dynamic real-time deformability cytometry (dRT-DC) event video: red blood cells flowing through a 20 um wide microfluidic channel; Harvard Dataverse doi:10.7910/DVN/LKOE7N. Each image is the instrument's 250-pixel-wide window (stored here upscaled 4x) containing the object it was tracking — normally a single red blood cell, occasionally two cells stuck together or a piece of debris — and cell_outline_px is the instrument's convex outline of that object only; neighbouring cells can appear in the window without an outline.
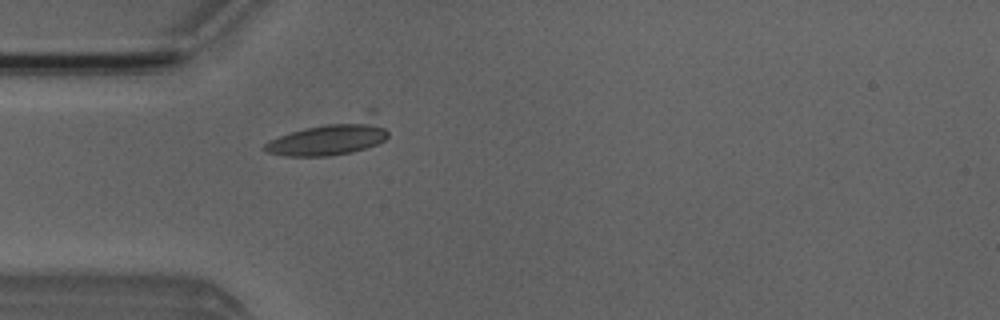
{"species": "Egyptian fruit bat (a non-hibernating species)", "species_latin": "Rousettus aegyptiacus", "temperature_condition": "room temperature", "stored_images_in_passage": 5, "camera_frame_rate_fps": 3000, "um_per_image_px": 0.085, "animal": {"sex": "male"}, "frame": {"image": 1, "passage_image": 5, "time_ms": 4.667, "image_size_px": [1000, 320], "cell_outline_px": [[388, 136], [384, 140], [376, 144], [352, 152], [328, 156], [284, 156], [268, 152], [264, 148], [264, 144], [268, 140], [304, 128], [368, 108], [376, 108], [388, 132]], "centroid_in_image_um": [28.25, 11.58], "position_along_channel_um": 56.7, "area_um2": 26.13}}